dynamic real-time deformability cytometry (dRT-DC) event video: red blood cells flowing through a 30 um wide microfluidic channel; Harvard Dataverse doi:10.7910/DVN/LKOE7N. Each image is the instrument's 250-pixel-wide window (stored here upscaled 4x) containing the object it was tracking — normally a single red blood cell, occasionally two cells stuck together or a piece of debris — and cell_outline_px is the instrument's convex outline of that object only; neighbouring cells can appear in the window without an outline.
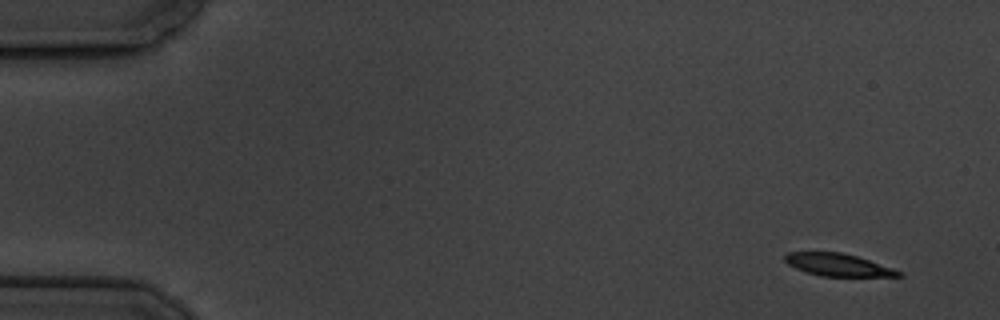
{"species": "common noctule bat (a hibernating species)", "species_latin": "Nyctalus noctula", "temperature_condition": "cold", "stored_images_in_passage": 6, "segment_of_instrument_passage": [1, 2], "camera_frame_rate_fps": 3000, "um_per_image_px": 0.085, "animal": {"sex": "male", "body_mass_g": 19.5, "forearm_length_mm": 54.6}, "frame": {"image": 1, "passage_image": 1, "time_ms": 0.0, "image_size_px": [1000, 320], "cell_outline_px": [[904, 276], [820, 276], [796, 268], [788, 264], [784, 260], [784, 256], [788, 252], [840, 252], [856, 256], [904, 272]], "centroid_in_image_um": [71.23, 22.51], "position_along_channel_um": 13.8, "area_um2": 14.68}}